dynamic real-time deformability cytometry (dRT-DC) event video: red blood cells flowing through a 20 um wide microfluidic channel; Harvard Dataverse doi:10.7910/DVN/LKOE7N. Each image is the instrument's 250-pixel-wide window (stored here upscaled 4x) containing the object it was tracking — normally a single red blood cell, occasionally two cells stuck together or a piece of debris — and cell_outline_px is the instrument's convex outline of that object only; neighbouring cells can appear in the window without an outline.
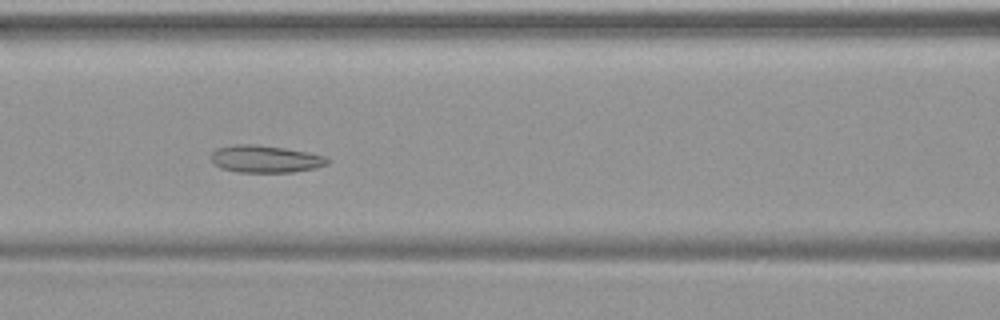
{"species": "common noctule bat (a hibernating species)", "species_latin": "Nyctalus noctula", "temperature_condition": "warm", "stored_images_in_passage": 28, "camera_frame_rate_fps": 3000, "um_per_image_px": 0.085, "animal": {"sex": "female", "body_mass_g": 19.9}, "frame": {"image": 1, "passage_image": 9, "time_ms": 2.667, "image_size_px": [1000, 320], "cell_outline_px": [[332, 160], [328, 164], [316, 168], [292, 172], [236, 172], [220, 168], [212, 164], [212, 152], [216, 148], [232, 144], [256, 144], [284, 148], [308, 152], [324, 156]], "centroid_in_image_um": [22.54, 13.51], "position_along_channel_um": 144.1, "area_um2": 18.73}}